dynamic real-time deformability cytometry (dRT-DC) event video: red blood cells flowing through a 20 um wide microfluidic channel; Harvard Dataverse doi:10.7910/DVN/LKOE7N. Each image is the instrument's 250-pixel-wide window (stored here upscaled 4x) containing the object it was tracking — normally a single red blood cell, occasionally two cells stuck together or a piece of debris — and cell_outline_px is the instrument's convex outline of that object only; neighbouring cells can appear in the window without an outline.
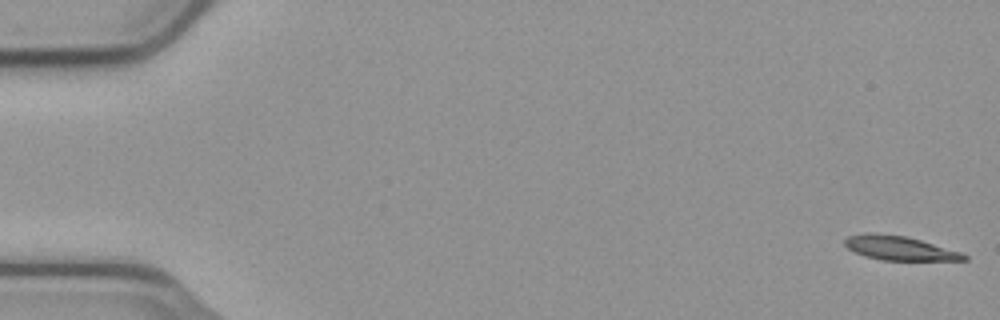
{"species": "common noctule bat (a hibernating species)", "species_latin": "Nyctalus noctula", "temperature_condition": "cold", "stored_images_in_passage": 55, "camera_frame_rate_fps": 3000, "um_per_image_px": 0.085, "animal": {"sex": "male", "body_mass_g": 23.1, "forearm_length_mm": 52.7}, "frame": {"image": 1, "passage_image": 1, "time_ms": 0.0, "image_size_px": [1000, 320], "cell_outline_px": [[968, 260], [880, 260], [864, 256], [848, 248], [844, 244], [844, 240], [848, 236], [868, 232], [904, 236], [920, 240], [960, 252], [968, 256]], "centroid_in_image_um": [76.42, 21.09], "position_along_channel_um": 8.6, "area_um2": 16.53}}
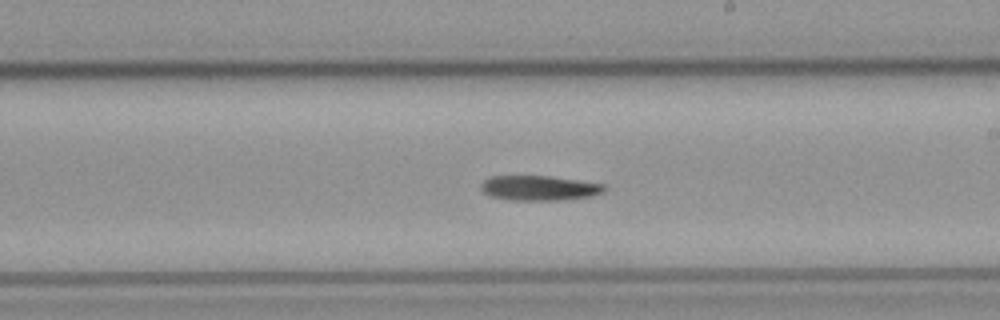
{"frame": {"image": 2, "passage_image": 32, "time_ms": 10.333, "image_size_px": [1000, 320], "cell_outline_px": [[608, 188], [604, 192], [592, 196], [560, 200], [512, 200], [488, 196], [480, 188], [480, 184], [488, 176], [548, 176], [604, 184]], "centroid_in_image_um": [45.82, 15.98], "position_along_channel_um": 243.2, "area_um2": 17.98}}
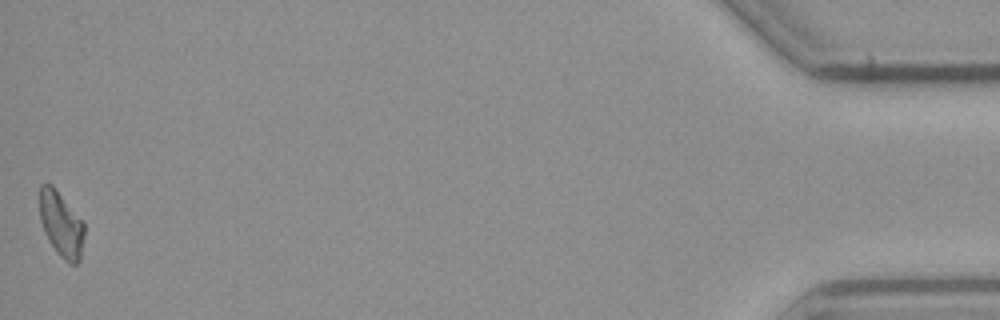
{"frame": {"image": 3, "passage_image": 55, "time_ms": 18.0, "image_size_px": [1000, 320], "cell_outline_px": [[84, 236], [80, 260], [76, 264], [68, 264], [60, 256], [48, 240], [44, 232], [40, 220], [40, 184], [52, 184], [84, 224]], "centroid_in_image_um": [5.19, 19.1], "position_along_channel_um": 430.0, "area_um2": 16.76}, "authors_computed_cell_mechanics": {"area_um2": 17.918, "velocity_mm_per_s": 3.7332, "shape_relaxation_time_tau1_ms": 5.5313, "shape_relaxation_time_tau2_ms": null, "deformation_change_tau1": 0.159, "deformation_change_tau2": null}}